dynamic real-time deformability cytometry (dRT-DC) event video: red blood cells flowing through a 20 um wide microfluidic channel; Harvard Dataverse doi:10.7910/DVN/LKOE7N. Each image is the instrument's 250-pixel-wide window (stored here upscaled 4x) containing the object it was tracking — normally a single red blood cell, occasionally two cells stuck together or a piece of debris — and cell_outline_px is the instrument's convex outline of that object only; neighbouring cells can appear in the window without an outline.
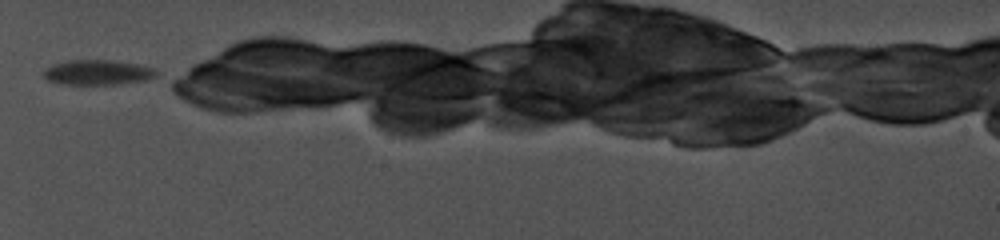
{"species": "common noctule bat (a hibernating species)", "species_latin": "Nyctalus noctula", "temperature_condition": "cold", "stored_images_in_passage": 2, "camera_frame_rate_fps": 5000, "um_per_image_px": 0.085, "animal": {"sex": "female", "body_mass_g": 19.0, "forearm_length_mm": 56.7}, "frame": {"image": 1, "passage_image": 1, "time_ms": 0.0, "image_size_px": [1000, 240], "cell_outline_px": [[156, 76], [144, 80], [120, 84], [60, 84], [48, 80], [40, 76], [44, 68], [52, 64], [68, 60], [112, 60], [136, 64], [152, 68], [156, 72]], "centroid_in_image_um": [8.19, 6.15], "position_along_channel_um": 76.8, "area_um2": 16.47}}